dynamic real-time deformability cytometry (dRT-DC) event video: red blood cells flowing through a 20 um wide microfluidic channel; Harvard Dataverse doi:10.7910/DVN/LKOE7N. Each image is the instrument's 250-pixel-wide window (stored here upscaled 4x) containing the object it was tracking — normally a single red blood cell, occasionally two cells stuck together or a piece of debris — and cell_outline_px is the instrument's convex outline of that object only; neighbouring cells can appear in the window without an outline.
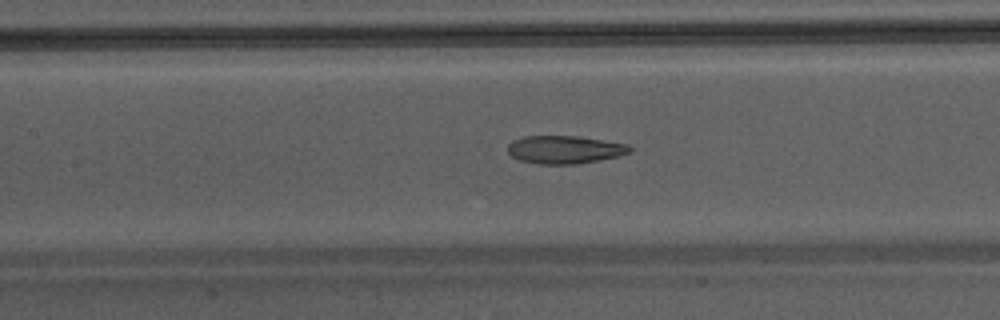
{"species": "Egyptian fruit bat (a non-hibernating species)", "species_latin": "Rousettus aegyptiacus", "temperature_condition": "warm", "stored_images_in_passage": 25, "camera_frame_rate_fps": 3000, "um_per_image_px": 0.085, "animal": {"sex": "male"}, "frame": {"image": 1, "passage_image": 8, "time_ms": 2.333, "image_size_px": [1000, 320], "cell_outline_px": [[632, 152], [620, 156], [576, 164], [540, 164], [520, 160], [512, 156], [508, 152], [508, 144], [512, 140], [524, 136], [576, 136], [628, 144], [632, 148]], "centroid_in_image_um": [48.01, 12.71], "position_along_channel_um": 159.4, "area_um2": 19.88}}
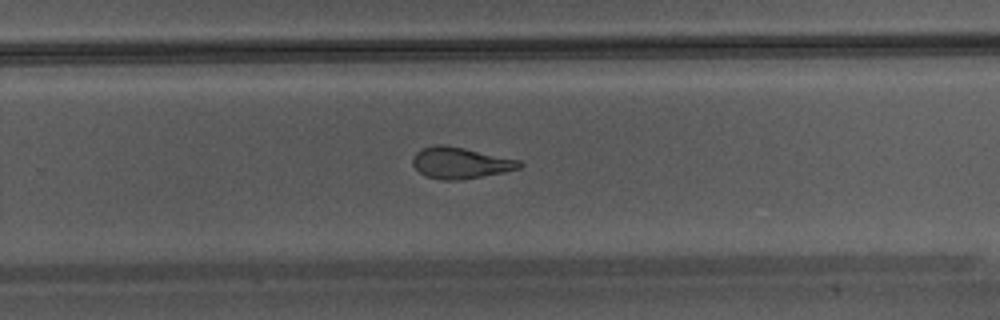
{"frame": {"image": 2, "passage_image": 17, "time_ms": 5.333, "image_size_px": [1000, 320], "cell_outline_px": [[524, 164], [520, 168], [504, 172], [456, 180], [444, 180], [424, 176], [412, 164], [412, 156], [420, 148], [436, 144], [444, 144], [464, 148], [520, 160]], "centroid_in_image_um": [39.1, 13.83], "position_along_channel_um": 290.7, "area_um2": 19.48}}
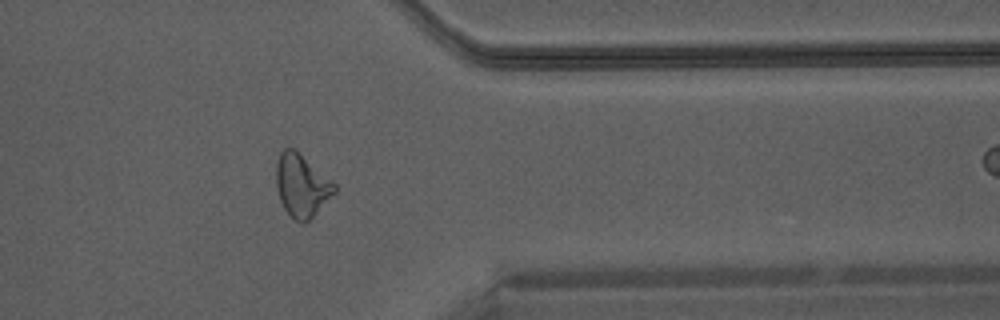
{"frame": {"image": 3, "passage_image": 24, "time_ms": 7.667, "image_size_px": [1000, 320], "cell_outline_px": [[336, 192], [304, 224], [296, 220], [284, 208], [280, 200], [276, 184], [276, 164], [280, 152], [284, 148], [292, 148], [336, 184]], "centroid_in_image_um": [25.62, 15.77], "position_along_channel_um": 385.8, "area_um2": 20.69}}